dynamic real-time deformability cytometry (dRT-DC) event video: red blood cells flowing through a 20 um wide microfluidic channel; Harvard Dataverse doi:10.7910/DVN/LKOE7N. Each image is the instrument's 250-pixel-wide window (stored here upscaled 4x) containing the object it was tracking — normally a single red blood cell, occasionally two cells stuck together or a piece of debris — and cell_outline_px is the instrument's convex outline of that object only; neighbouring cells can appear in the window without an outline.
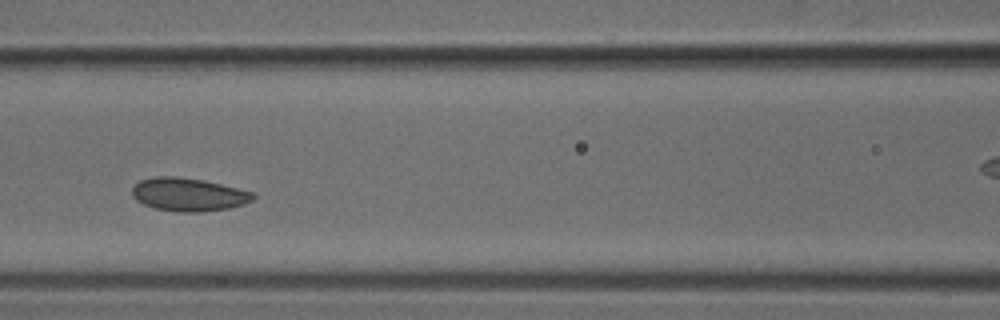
{"species": "common noctule bat (a hibernating species)", "species_latin": "Nyctalus noctula", "temperature_condition": "cold", "stored_images_in_passage": 10, "camera_frame_rate_fps": 3000, "um_per_image_px": 0.085, "animal": {"sex": "male", "body_mass_g": 18.8}, "frame": {"image": 1, "passage_image": 5, "time_ms": 1.333, "image_size_px": [1000, 320], "cell_outline_px": [[256, 196], [252, 200], [244, 204], [228, 208], [200, 212], [180, 212], [152, 208], [136, 200], [132, 196], [132, 188], [140, 180], [156, 176], [176, 176], [204, 180], [256, 192]], "centroid_in_image_um": [16.03, 16.53], "position_along_channel_um": 150.6, "area_um2": 23.58}}
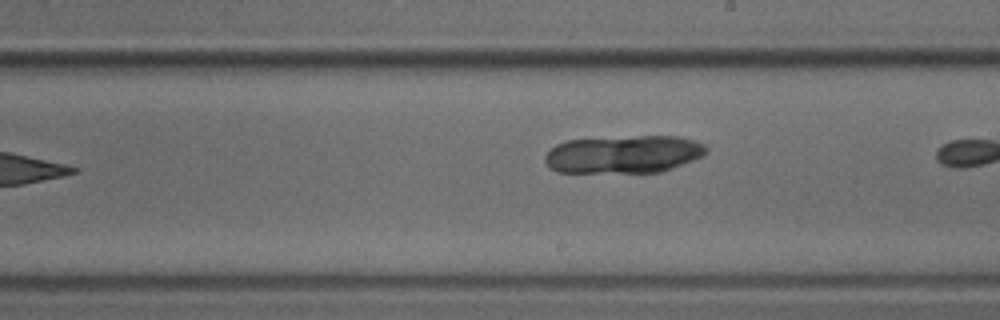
{"frame": {"image": 2, "passage_image": 9, "time_ms": 2.667, "image_size_px": [1000, 320], "cell_outline_px": [[708, 152], [704, 156], [672, 168], [660, 172], [556, 172], [544, 160], [544, 156], [556, 144], [568, 140], [640, 136], [680, 136], [696, 140], [704, 144], [708, 148]], "centroid_in_image_um": [53.06, 13.11], "position_along_channel_um": 235.9, "area_um2": 35.49}}